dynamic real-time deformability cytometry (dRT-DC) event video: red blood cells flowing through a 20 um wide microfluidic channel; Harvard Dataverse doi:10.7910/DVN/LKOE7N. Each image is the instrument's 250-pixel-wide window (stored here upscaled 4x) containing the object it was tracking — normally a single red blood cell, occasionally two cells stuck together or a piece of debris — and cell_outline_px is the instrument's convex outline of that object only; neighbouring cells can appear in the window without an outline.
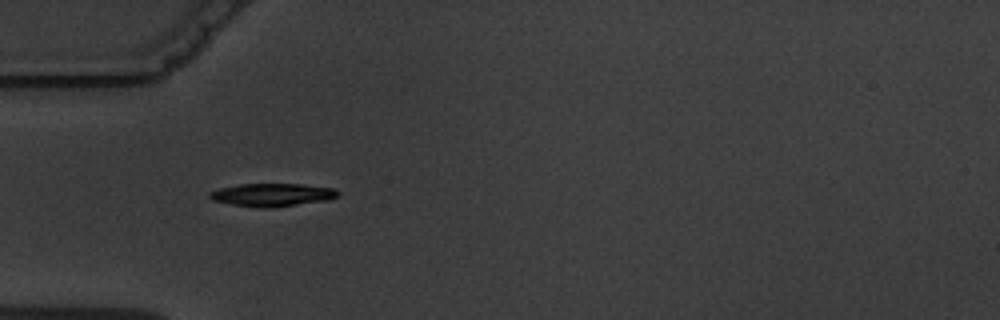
{"species": "common noctule bat (a hibernating species)", "species_latin": "Nyctalus noctula", "temperature_condition": "warm", "stored_images_in_passage": 1, "camera_frame_rate_fps": 3000, "um_per_image_px": 0.085, "animal": {"sex": "male", "body_mass_g": 19.5, "forearm_length_mm": 54.6}, "frame": {"image": 1, "passage_image": 1, "time_ms": 0.0, "image_size_px": [1000, 320], "cell_outline_px": [[340, 192], [336, 196], [328, 200], [272, 208], [260, 208], [232, 204], [212, 200], [208, 196], [208, 192], [220, 188], [240, 184], [300, 184], [332, 188]], "centroid_in_image_um": [23.1, 16.56], "position_along_channel_um": 61.9, "area_um2": 17.11}}